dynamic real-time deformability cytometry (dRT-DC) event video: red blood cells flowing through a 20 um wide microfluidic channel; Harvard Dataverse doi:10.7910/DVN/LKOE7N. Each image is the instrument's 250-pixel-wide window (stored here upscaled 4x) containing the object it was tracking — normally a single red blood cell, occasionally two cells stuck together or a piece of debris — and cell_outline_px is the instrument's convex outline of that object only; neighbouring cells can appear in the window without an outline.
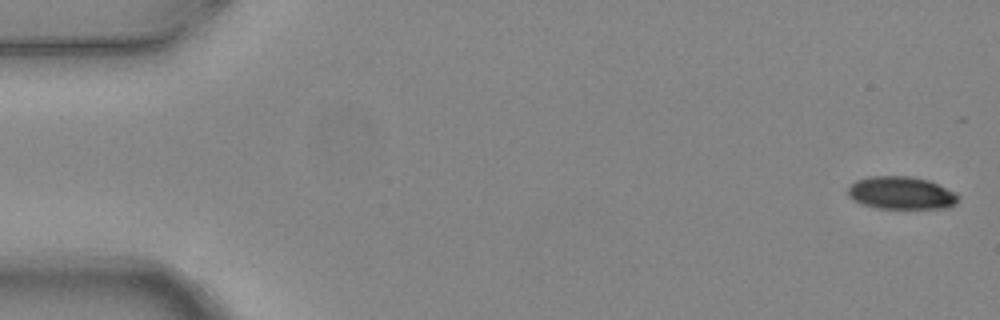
{"species": "common noctule bat (a hibernating species)", "species_latin": "Nyctalus noctula", "temperature_condition": "warm", "stored_images_in_passage": 3, "camera_frame_rate_fps": 3000, "um_per_image_px": 0.085, "animal": {"sex": "female", "body_mass_g": 24.6, "forearm_length_mm": 56.2}, "frame": {"image": 1, "passage_image": 1, "time_ms": 0.0, "image_size_px": [1000, 320], "cell_outline_px": [[960, 196], [956, 204], [948, 208], [876, 208], [852, 200], [848, 196], [848, 188], [856, 180], [872, 176], [908, 176], [928, 180], [956, 192]], "centroid_in_image_um": [76.62, 16.4], "position_along_channel_um": 8.4, "area_um2": 21.04}}